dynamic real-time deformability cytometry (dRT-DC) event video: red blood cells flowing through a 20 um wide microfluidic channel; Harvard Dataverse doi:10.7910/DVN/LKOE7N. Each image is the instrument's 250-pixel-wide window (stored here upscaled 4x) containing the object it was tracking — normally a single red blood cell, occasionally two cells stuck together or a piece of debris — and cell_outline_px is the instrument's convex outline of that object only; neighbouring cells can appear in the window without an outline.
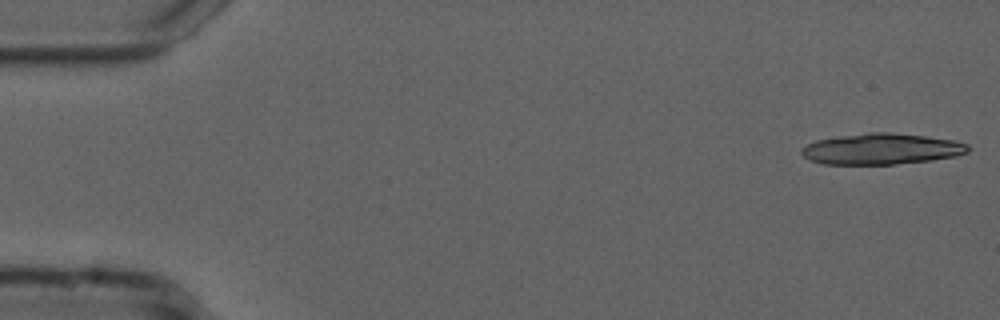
{"species": "common noctule bat (a hibernating species)", "species_latin": "Nyctalus noctula", "temperature_condition": "cold", "stored_images_in_passage": 16, "camera_frame_rate_fps": 3000, "um_per_image_px": 0.085, "animal": {"sex": "male", "forearm_length_mm": 52.5}, "frame": {"image": 1, "passage_image": 1, "time_ms": 0.0, "image_size_px": [1000, 320], "cell_outline_px": [[972, 148], [968, 152], [956, 156], [932, 160], [892, 164], [824, 164], [812, 160], [804, 156], [800, 152], [800, 148], [816, 140], [840, 136], [868, 132], [888, 132], [924, 136], [956, 140], [968, 144]], "centroid_in_image_um": [74.96, 12.65], "position_along_channel_um": 10.0, "area_um2": 30.06}}